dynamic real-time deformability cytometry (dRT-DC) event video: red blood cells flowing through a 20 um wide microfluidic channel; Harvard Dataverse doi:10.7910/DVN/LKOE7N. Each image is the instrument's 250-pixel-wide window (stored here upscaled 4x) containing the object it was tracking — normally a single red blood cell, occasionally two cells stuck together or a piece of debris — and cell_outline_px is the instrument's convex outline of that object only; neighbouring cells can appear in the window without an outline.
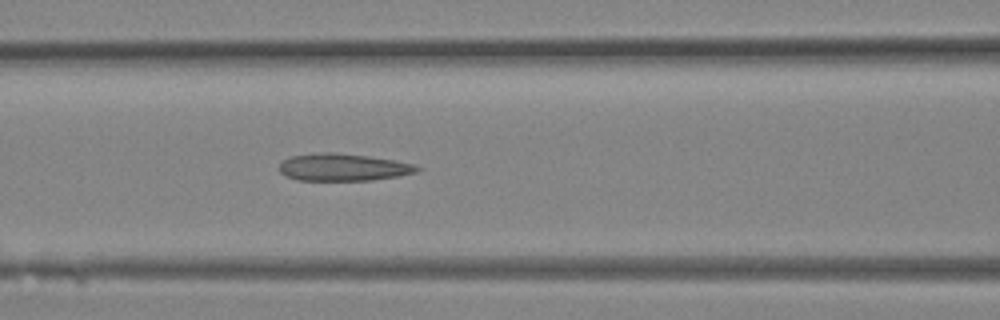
{"species": "Egyptian fruit bat (a non-hibernating species)", "species_latin": "Rousettus aegyptiacus", "temperature_condition": "room temperature", "stored_images_in_passage": 14, "camera_frame_rate_fps": 3000, "um_per_image_px": 0.085, "animal": {"sex": "female"}, "frame": {"image": 1, "passage_image": 10, "time_ms": 3.0, "image_size_px": [1000, 320], "cell_outline_px": [[424, 168], [420, 172], [400, 176], [372, 180], [296, 180], [284, 176], [280, 172], [280, 164], [288, 156], [324, 152], [332, 152], [368, 156], [396, 160], [416, 164]], "centroid_in_image_um": [29.23, 14.22], "position_along_channel_um": 137.4, "area_um2": 22.25}}
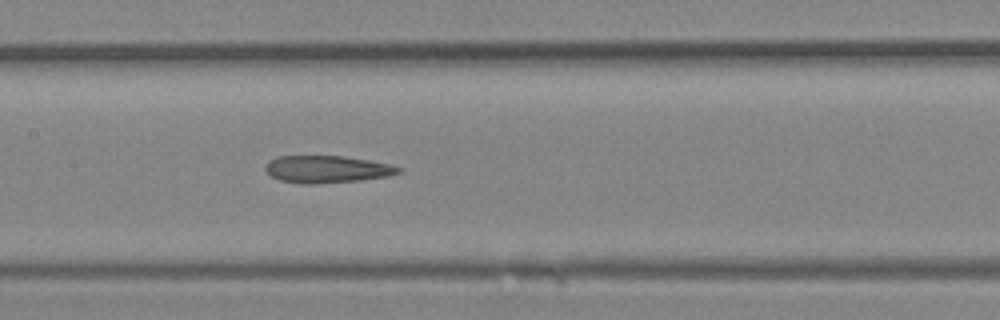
{"frame": {"image": 2, "passage_image": 12, "time_ms": 3.667, "image_size_px": [1000, 320], "cell_outline_px": [[404, 172], [388, 176], [360, 180], [316, 184], [304, 184], [280, 180], [272, 176], [264, 168], [268, 160], [280, 156], [344, 156], [368, 160], [388, 164], [404, 168]], "centroid_in_image_um": [27.82, 14.38], "position_along_channel_um": 179.6, "area_um2": 21.15}}
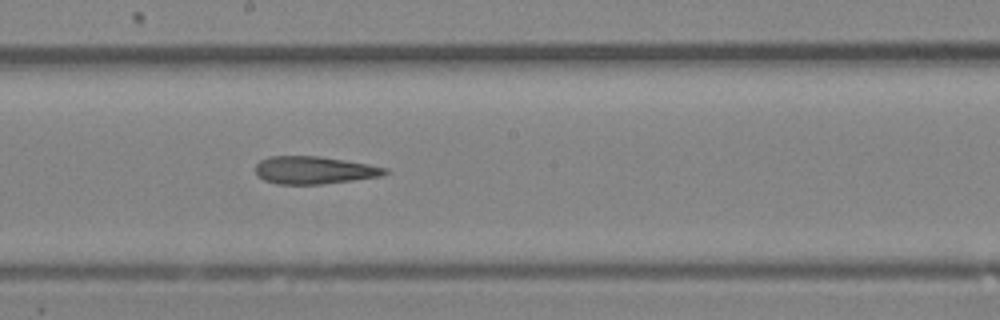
{"frame": {"image": 3, "passage_image": 14, "time_ms": 4.333, "image_size_px": [1000, 320], "cell_outline_px": [[392, 172], [384, 176], [320, 184], [276, 184], [264, 180], [256, 176], [256, 164], [260, 160], [268, 156], [320, 156], [368, 164], [388, 168]], "centroid_in_image_um": [26.72, 14.46], "position_along_channel_um": 221.5, "area_um2": 21.04}}